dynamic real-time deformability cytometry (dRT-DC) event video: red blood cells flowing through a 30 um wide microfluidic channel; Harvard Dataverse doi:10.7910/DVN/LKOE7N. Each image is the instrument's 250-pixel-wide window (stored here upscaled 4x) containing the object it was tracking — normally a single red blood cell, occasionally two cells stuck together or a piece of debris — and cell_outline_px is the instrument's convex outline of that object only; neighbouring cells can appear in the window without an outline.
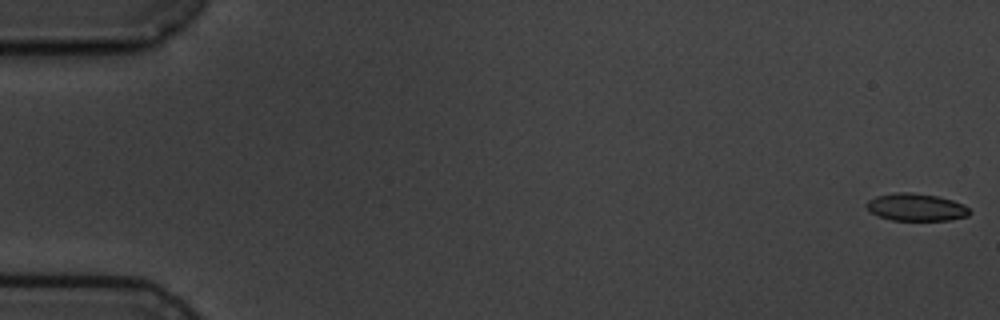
{"species": "common noctule bat (a hibernating species)", "species_latin": "Nyctalus noctula", "temperature_condition": "cold", "stored_images_in_passage": 6, "camera_frame_rate_fps": 3000, "um_per_image_px": 0.085, "animal": {"sex": "male", "body_mass_g": 19.5, "forearm_length_mm": 54.6}, "frame": {"image": 1, "passage_image": 1, "time_ms": 0.0, "image_size_px": [1000, 320], "cell_outline_px": [[972, 212], [968, 216], [948, 220], [892, 220], [868, 212], [864, 204], [868, 200], [876, 196], [896, 192], [908, 192], [936, 196], [952, 200], [964, 204]], "centroid_in_image_um": [77.84, 17.61], "position_along_channel_um": 7.2, "area_um2": 16.53}}
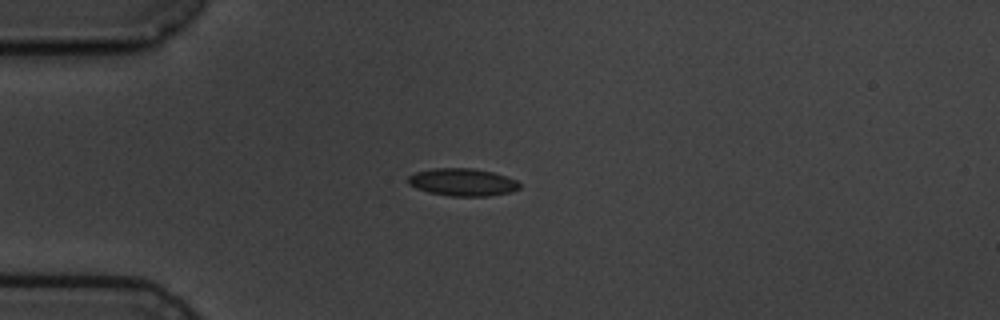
{"frame": {"image": 2, "passage_image": 5, "time_ms": 4.667, "image_size_px": [1000, 320], "cell_outline_px": [[520, 188], [512, 192], [488, 196], [448, 196], [428, 192], [416, 188], [408, 184], [408, 176], [416, 172], [432, 168], [472, 168], [492, 172], [516, 180], [520, 184]], "centroid_in_image_um": [39.3, 15.49], "position_along_channel_um": 45.7, "area_um2": 17.92}}